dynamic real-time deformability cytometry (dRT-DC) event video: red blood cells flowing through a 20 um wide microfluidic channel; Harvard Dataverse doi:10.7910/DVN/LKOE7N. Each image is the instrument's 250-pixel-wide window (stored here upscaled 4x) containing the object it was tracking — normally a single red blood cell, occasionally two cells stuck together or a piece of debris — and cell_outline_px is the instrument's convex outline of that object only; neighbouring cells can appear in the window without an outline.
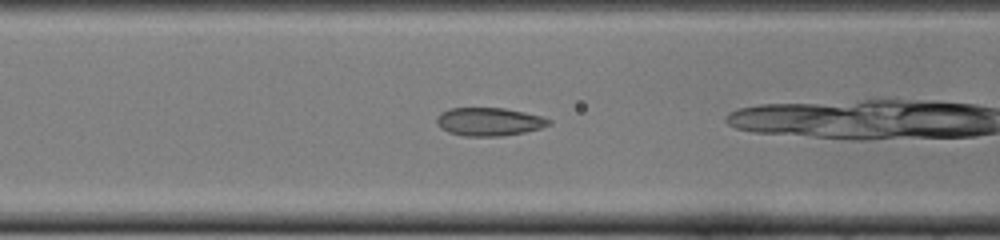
{"species": "common noctule bat (a hibernating species)", "species_latin": "Nyctalus noctula", "temperature_condition": "cold", "stored_images_in_passage": 18, "camera_frame_rate_fps": 3000, "um_per_image_px": 0.085, "animal": {"sex": "female", "body_mass_g": 22.0, "forearm_length_mm": 56.7}, "frame": {"image": 1, "passage_image": 16, "time_ms": 5.0, "image_size_px": [1000, 240], "cell_outline_px": [[552, 124], [540, 128], [524, 132], [504, 136], [464, 136], [448, 132], [440, 128], [436, 124], [436, 116], [440, 112], [448, 108], [504, 108], [544, 116], [552, 120]], "centroid_in_image_um": [41.56, 10.34], "position_along_channel_um": 125.0, "area_um2": 18.73}}